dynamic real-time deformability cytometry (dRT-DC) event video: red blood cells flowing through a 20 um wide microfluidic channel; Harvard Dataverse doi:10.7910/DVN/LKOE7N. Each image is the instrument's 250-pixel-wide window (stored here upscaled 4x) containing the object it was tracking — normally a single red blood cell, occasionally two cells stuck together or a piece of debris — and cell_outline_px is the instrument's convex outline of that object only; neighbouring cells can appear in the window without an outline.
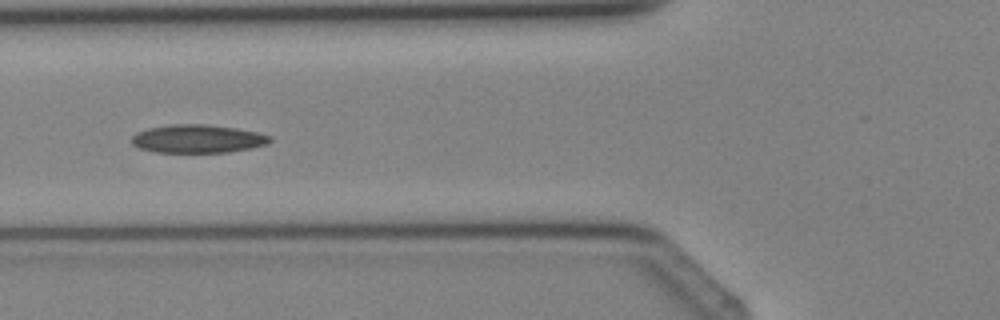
{"species": "Egyptian fruit bat (a non-hibernating species)", "species_latin": "Rousettus aegyptiacus", "temperature_condition": "cold", "stored_images_in_passage": 5, "camera_frame_rate_fps": 3000, "um_per_image_px": 0.085, "animal": {"sex": "female"}, "frame": {"image": 1, "passage_image": 5, "time_ms": 4.667, "image_size_px": [1000, 320], "cell_outline_px": [[272, 140], [268, 144], [252, 148], [228, 152], [156, 152], [140, 148], [132, 144], [132, 136], [136, 132], [148, 128], [168, 124], [204, 124], [236, 128], [256, 132], [272, 136]], "centroid_in_image_um": [16.81, 11.79], "position_along_channel_um": 109.0, "area_um2": 22.83}}